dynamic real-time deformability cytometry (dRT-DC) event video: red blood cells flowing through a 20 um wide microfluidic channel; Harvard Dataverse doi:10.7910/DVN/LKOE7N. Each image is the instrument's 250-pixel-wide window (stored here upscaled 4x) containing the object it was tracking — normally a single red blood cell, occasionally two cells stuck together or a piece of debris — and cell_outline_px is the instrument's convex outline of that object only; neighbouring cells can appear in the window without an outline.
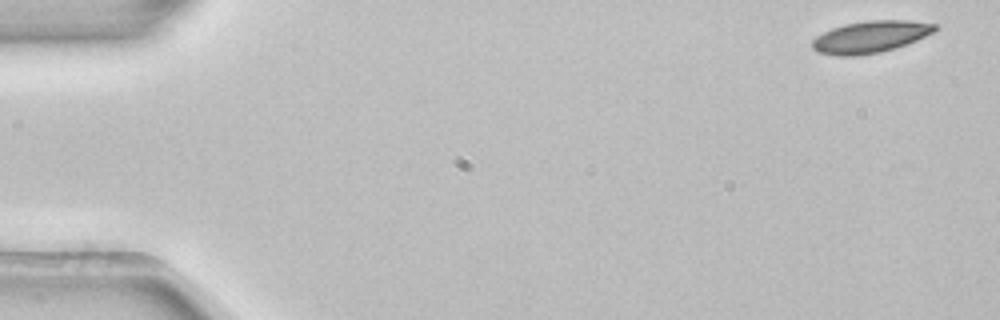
{"species": "common noctule bat (a hibernating species)", "species_latin": "Nyctalus noctula", "temperature_condition": "room temperature", "stored_images_in_passage": 4, "camera_frame_rate_fps": 3000, "um_per_image_px": 0.085, "animal": {"sex": "female", "body_mass_g": 22.7, "forearm_length_mm": 54.2}, "frame": {"image": 1, "passage_image": 1, "time_ms": 0.0, "image_size_px": [1000, 320], "cell_outline_px": [[940, 28], [936, 32], [908, 44], [896, 48], [880, 52], [852, 56], [836, 56], [816, 52], [812, 48], [812, 40], [816, 36], [832, 28], [844, 24], [868, 20], [908, 20], [936, 24]], "centroid_in_image_um": [74.02, 3.13], "position_along_channel_um": 11.0, "area_um2": 23.12}}
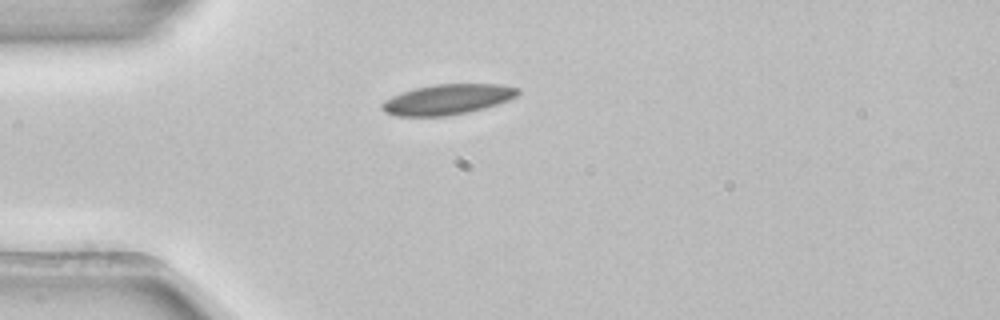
{"frame": {"image": 2, "passage_image": 4, "time_ms": 1.0, "image_size_px": [1000, 320], "cell_outline_px": [[520, 92], [516, 96], [508, 100], [484, 108], [468, 112], [444, 116], [396, 116], [384, 112], [380, 108], [380, 104], [384, 100], [392, 96], [416, 88], [432, 84], [500, 84], [520, 88]], "centroid_in_image_um": [38.02, 8.45], "position_along_channel_um": 47.0, "area_um2": 23.99}}